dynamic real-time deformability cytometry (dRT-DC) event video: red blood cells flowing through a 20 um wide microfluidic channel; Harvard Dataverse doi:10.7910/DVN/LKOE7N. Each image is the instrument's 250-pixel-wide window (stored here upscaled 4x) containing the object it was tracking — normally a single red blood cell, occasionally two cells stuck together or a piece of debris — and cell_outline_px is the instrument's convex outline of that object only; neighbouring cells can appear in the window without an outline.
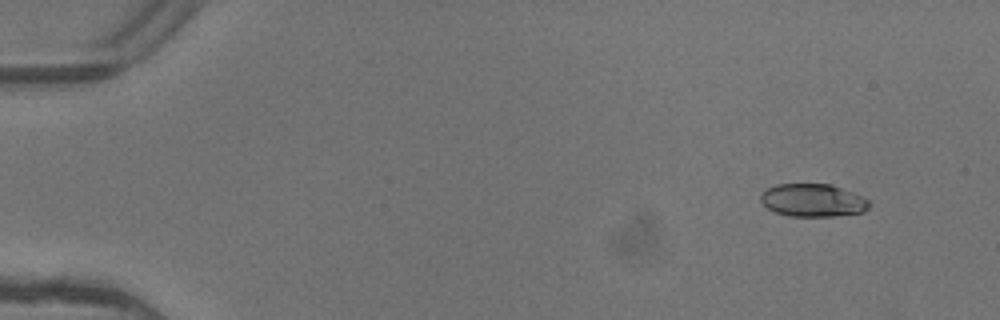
{"species": "common noctule bat (a hibernating species)", "species_latin": "Nyctalus noctula", "temperature_condition": "warm", "stored_images_in_passage": 4, "camera_frame_rate_fps": 3000, "um_per_image_px": 0.085, "animal": {"sex": "female"}, "frame": {"image": 1, "passage_image": 1, "time_ms": 0.0, "image_size_px": [1000, 320], "cell_outline_px": [[872, 204], [864, 212], [832, 216], [788, 216], [776, 212], [768, 208], [760, 200], [760, 196], [768, 188], [776, 184], [832, 184], [864, 196]], "centroid_in_image_um": [69.14, 17.02], "position_along_channel_um": 15.9, "area_um2": 20.87}}
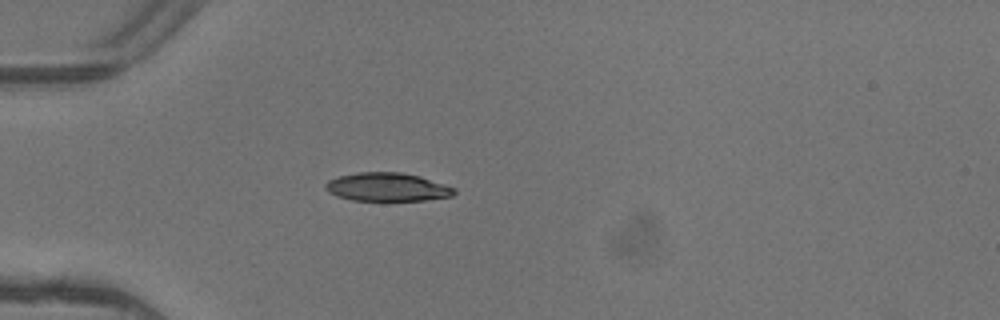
{"frame": {"image": 2, "passage_image": 4, "time_ms": 1.0, "image_size_px": [1000, 320], "cell_outline_px": [[456, 192], [452, 196], [424, 200], [352, 200], [336, 196], [328, 192], [324, 188], [324, 184], [328, 180], [340, 176], [356, 172], [400, 172], [420, 176], [456, 188]], "centroid_in_image_um": [32.89, 15.89], "position_along_channel_um": 52.1, "area_um2": 21.33}}